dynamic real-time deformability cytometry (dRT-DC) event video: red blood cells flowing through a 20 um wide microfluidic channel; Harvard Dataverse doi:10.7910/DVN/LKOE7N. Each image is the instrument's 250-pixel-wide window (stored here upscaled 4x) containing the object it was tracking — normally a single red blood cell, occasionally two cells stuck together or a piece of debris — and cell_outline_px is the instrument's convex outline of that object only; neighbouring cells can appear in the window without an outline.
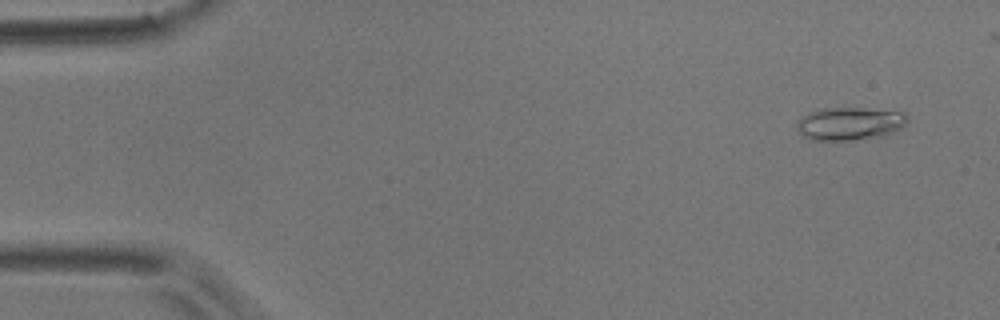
{"species": "common noctule bat (a hibernating species)", "species_latin": "Nyctalus noctula", "temperature_condition": "room temperature", "stored_images_in_passage": 13, "camera_frame_rate_fps": 3000, "um_per_image_px": 0.085, "animal": {"sex": "male", "body_mass_g": 17.9}, "frame": {"image": 1, "passage_image": 4, "time_ms": 1.0, "image_size_px": [1000, 320], "cell_outline_px": [[908, 120], [900, 128], [884, 136], [848, 140], [812, 140], [804, 136], [796, 128], [796, 124], [800, 116], [816, 108], [864, 108], [904, 112], [908, 116]], "centroid_in_image_um": [72.19, 10.49], "position_along_channel_um": 12.8, "area_um2": 21.39}}